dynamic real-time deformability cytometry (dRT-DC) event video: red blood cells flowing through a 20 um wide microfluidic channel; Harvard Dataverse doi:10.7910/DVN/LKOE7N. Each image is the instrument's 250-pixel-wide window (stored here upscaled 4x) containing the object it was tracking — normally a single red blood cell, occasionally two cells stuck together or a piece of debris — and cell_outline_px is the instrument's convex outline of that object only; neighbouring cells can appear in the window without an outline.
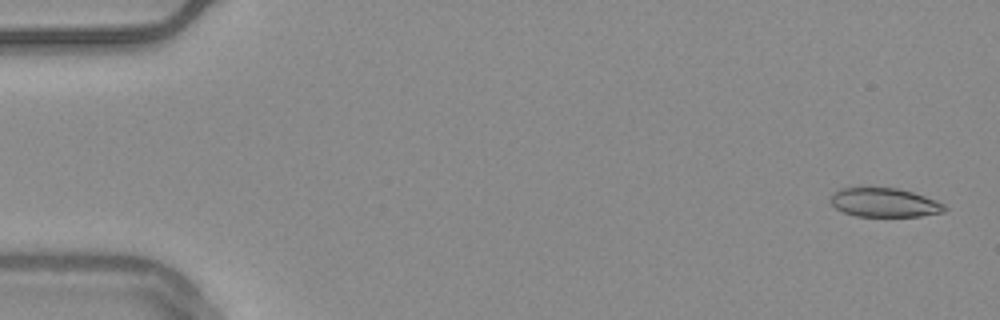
{"species": "common noctule bat (a hibernating species)", "species_latin": "Nyctalus noctula", "temperature_condition": "warm", "stored_images_in_passage": 55, "camera_frame_rate_fps": 3000, "um_per_image_px": 0.085, "animal": {"sex": "male", "body_mass_g": 20.4}, "frame": {"image": 1, "passage_image": 2, "time_ms": 0.333, "image_size_px": [1000, 320], "cell_outline_px": [[948, 208], [944, 212], [920, 216], [856, 216], [844, 212], [836, 208], [828, 200], [840, 188], [860, 184], [896, 188], [912, 192], [936, 200], [944, 204]], "centroid_in_image_um": [75.13, 17.17], "position_along_channel_um": 9.9, "area_um2": 19.88}}
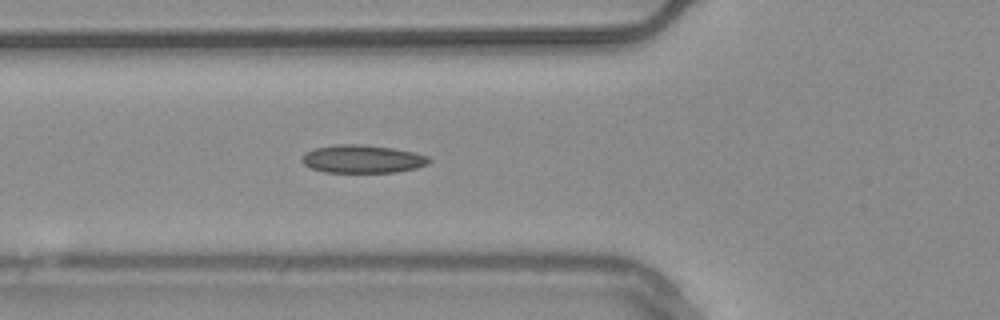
{"frame": {"image": 2, "passage_image": 20, "time_ms": 6.333, "image_size_px": [1000, 320], "cell_outline_px": [[432, 160], [428, 164], [416, 168], [396, 172], [324, 172], [312, 168], [304, 164], [300, 160], [308, 152], [316, 148], [340, 144], [356, 144], [392, 148], [416, 152], [428, 156]], "centroid_in_image_um": [30.86, 13.52], "position_along_channel_um": 94.9, "area_um2": 20.58}}
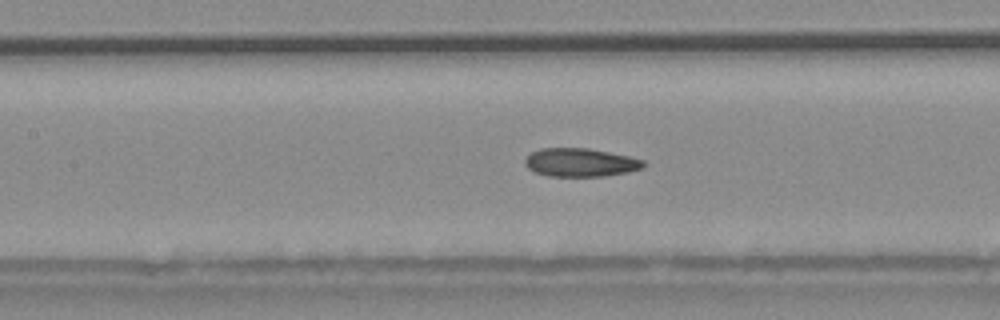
{"frame": {"image": 3, "passage_image": 25, "time_ms": 8.0, "image_size_px": [1000, 320], "cell_outline_px": [[644, 168], [628, 172], [604, 176], [548, 176], [536, 172], [528, 168], [524, 164], [524, 160], [532, 152], [540, 148], [588, 148], [628, 156], [644, 160]], "centroid_in_image_um": [49.33, 13.81], "position_along_channel_um": 158.1, "area_um2": 19.54}, "authors_computed_cell_mechanics": {"area_um2": 19.941, "velocity_mm_per_s": 3.7413, "shape_relaxation_time_tau1_ms": null, "shape_relaxation_time_tau2_ms": 4.9561, "deformation_change_tau1": null, "deformation_change_tau2": 0.1074}}